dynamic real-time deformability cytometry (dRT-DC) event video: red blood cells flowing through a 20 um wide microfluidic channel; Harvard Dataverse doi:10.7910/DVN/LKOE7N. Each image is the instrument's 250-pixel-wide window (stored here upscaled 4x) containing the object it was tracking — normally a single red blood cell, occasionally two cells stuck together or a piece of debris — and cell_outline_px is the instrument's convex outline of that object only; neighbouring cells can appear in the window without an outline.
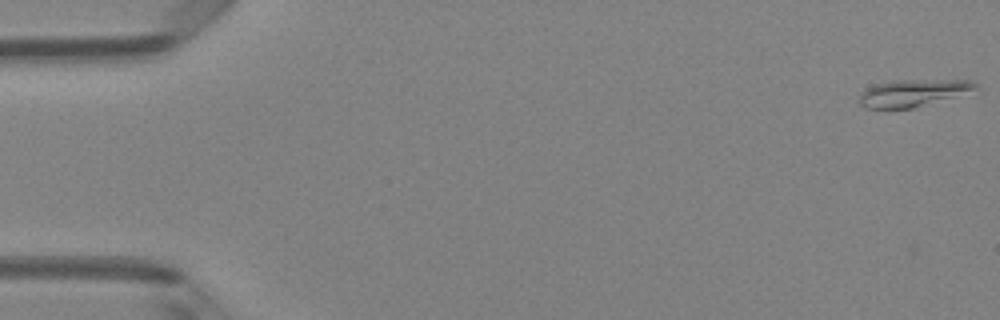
{"species": "Egyptian fruit bat (a non-hibernating species)", "species_latin": "Rousettus aegyptiacus", "temperature_condition": "room temperature", "stored_images_in_passage": 5, "camera_frame_rate_fps": 3000, "um_per_image_px": 0.085, "animal": {"sex": "female"}, "frame": {"image": 1, "passage_image": 1, "time_ms": 0.0, "image_size_px": [1000, 320], "cell_outline_px": [[976, 88], [916, 108], [864, 108], [860, 104], [860, 96], [868, 88], [876, 84], [900, 80], [972, 80], [976, 84]], "centroid_in_image_um": [77.55, 7.9], "position_along_channel_um": 7.4, "area_um2": 17.63}}
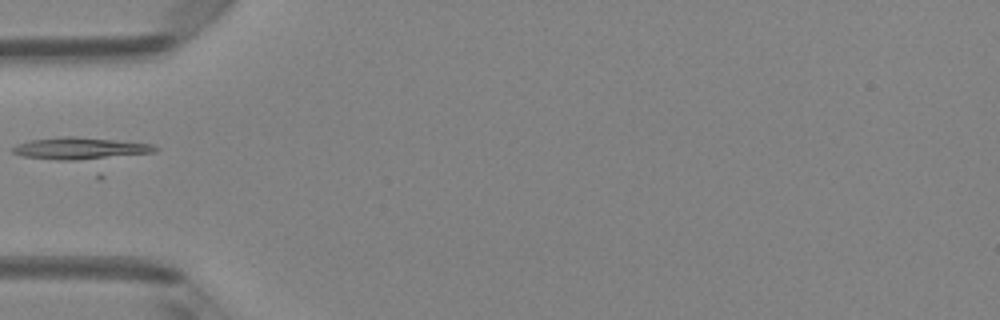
{"frame": {"image": 2, "passage_image": 5, "time_ms": 1.333, "image_size_px": [1000, 320], "cell_outline_px": [[160, 148], [156, 152], [96, 160], [60, 160], [20, 156], [12, 152], [12, 148], [16, 144], [28, 140], [60, 136], [76, 136], [116, 140], [152, 144]], "centroid_in_image_um": [6.84, 12.62], "position_along_channel_um": 78.2, "area_um2": 18.73}}